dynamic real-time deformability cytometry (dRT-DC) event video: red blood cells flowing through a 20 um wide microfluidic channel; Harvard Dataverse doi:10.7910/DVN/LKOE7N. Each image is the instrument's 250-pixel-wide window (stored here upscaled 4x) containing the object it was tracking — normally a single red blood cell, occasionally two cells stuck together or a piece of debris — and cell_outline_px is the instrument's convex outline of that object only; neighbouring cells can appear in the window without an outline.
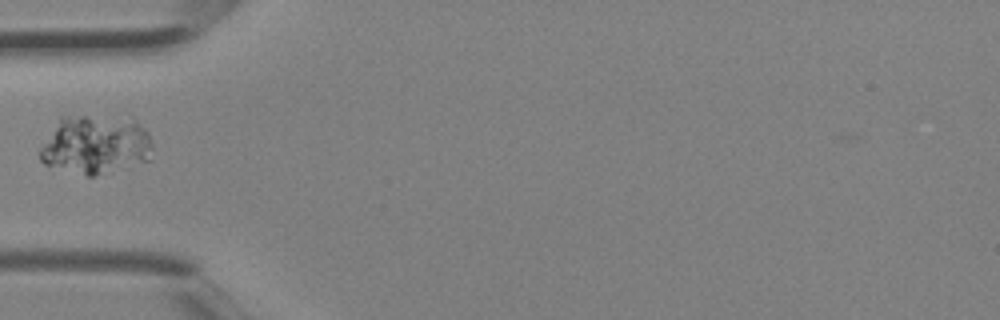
{"species": "Egyptian fruit bat (a non-hibernating species)", "species_latin": "Rousettus aegyptiacus", "temperature_condition": "room temperature", "stored_images_in_passage": 1, "camera_frame_rate_fps": 3000, "um_per_image_px": 0.085, "animal": {"sex": "female"}, "frame": {"image": 1, "passage_image": 1, "time_ms": 0.0, "image_size_px": [1000, 320], "cell_outline_px": [[152, 148], [148, 160], [92, 176], [88, 176], [44, 164], [40, 160], [40, 148], [60, 120], [64, 116], [84, 116], [136, 120], [148, 132], [152, 144]], "centroid_in_image_um": [8.13, 12.31], "position_along_channel_um": 76.9, "area_um2": 37.45}}